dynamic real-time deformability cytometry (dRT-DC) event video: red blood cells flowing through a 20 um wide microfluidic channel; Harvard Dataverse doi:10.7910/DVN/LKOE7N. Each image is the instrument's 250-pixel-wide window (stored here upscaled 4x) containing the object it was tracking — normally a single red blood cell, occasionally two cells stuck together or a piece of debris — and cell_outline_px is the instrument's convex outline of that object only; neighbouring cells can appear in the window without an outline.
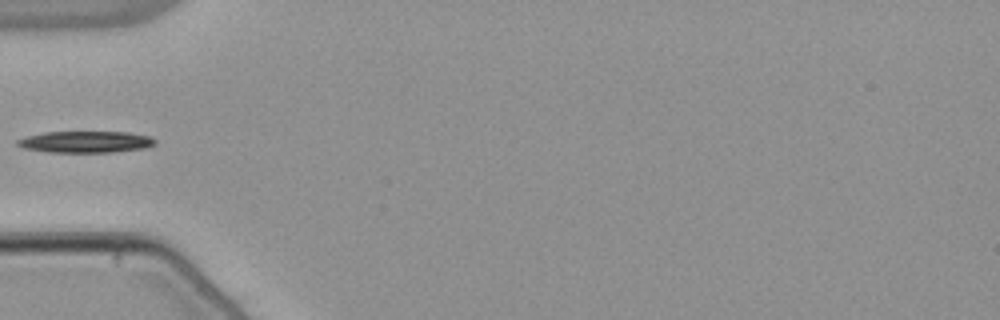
{"species": "common noctule bat (a hibernating species)", "species_latin": "Nyctalus noctula", "temperature_condition": "warm", "stored_images_in_passage": 6, "camera_frame_rate_fps": 3000, "um_per_image_px": 0.085, "animal": {"sex": "male", "body_mass_g": 21.5, "forearm_length_mm": 52.0}, "frame": {"image": 1, "passage_image": 1, "time_ms": 0.0, "image_size_px": [1000, 320], "cell_outline_px": [[156, 144], [144, 148], [112, 152], [48, 152], [24, 148], [16, 144], [16, 140], [28, 136], [44, 132], [128, 132], [152, 136], [156, 140]], "centroid_in_image_um": [7.31, 12.05], "position_along_channel_um": 77.7, "area_um2": 17.28}}